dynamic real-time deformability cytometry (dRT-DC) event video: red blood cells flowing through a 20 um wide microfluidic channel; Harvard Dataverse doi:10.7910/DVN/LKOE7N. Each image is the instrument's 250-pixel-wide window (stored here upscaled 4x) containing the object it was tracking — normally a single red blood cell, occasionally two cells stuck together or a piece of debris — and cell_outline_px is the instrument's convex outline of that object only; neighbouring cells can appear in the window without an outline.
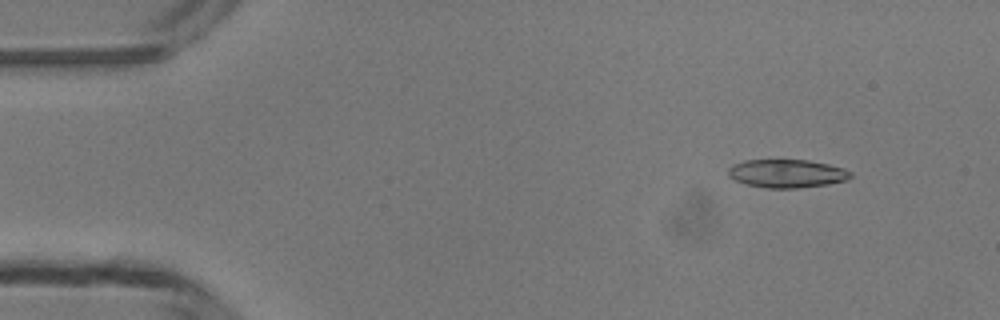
{"species": "common noctule bat (a hibernating species)", "species_latin": "Nyctalus noctula", "temperature_condition": "room temperature", "stored_images_in_passage": 45, "camera_frame_rate_fps": 3000, "um_per_image_px": 0.085, "animal": {"sex": "male", "body_mass_g": 13.3}, "frame": {"image": 1, "passage_image": 2, "time_ms": 0.333, "image_size_px": [1000, 320], "cell_outline_px": [[852, 176], [848, 180], [828, 184], [800, 188], [764, 188], [744, 184], [728, 176], [728, 168], [732, 164], [744, 160], [808, 160], [828, 164], [844, 168], [852, 172]], "centroid_in_image_um": [66.88, 14.75], "position_along_channel_um": 18.1, "area_um2": 20.4}}
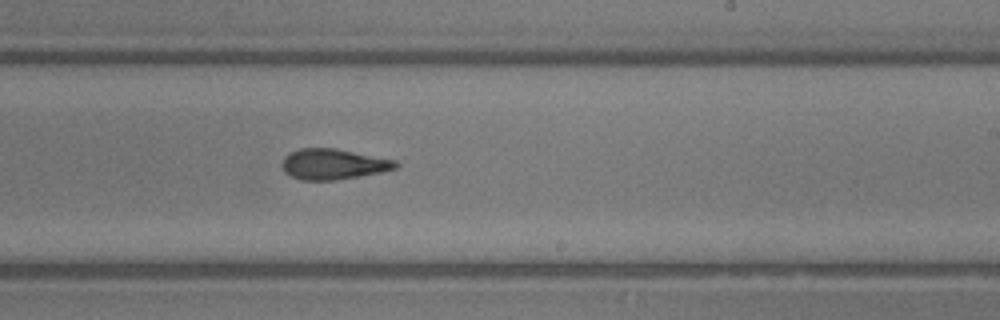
{"frame": {"image": 2, "passage_image": 26, "time_ms": 8.333, "image_size_px": [1000, 320], "cell_outline_px": [[400, 164], [396, 168], [384, 172], [336, 180], [300, 180], [284, 172], [280, 164], [284, 156], [288, 152], [300, 148], [336, 148], [396, 160]], "centroid_in_image_um": [28.31, 13.95], "position_along_channel_um": 260.7, "area_um2": 20.58}}
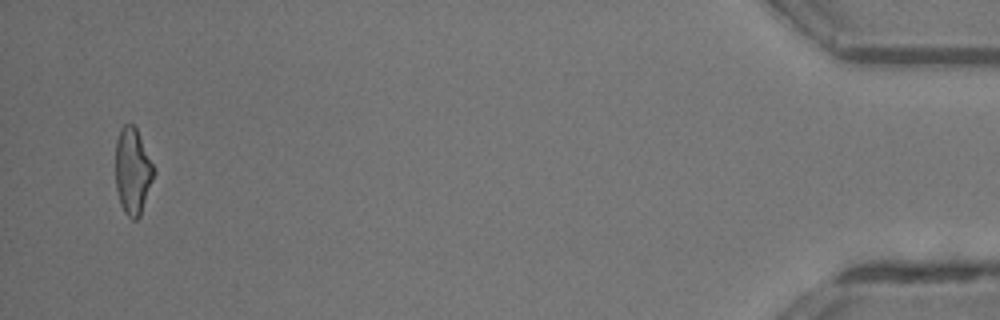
{"frame": {"image": 3, "passage_image": 44, "time_ms": 14.333, "image_size_px": [1000, 320], "cell_outline_px": [[156, 172], [140, 216], [136, 220], [132, 220], [124, 212], [120, 204], [116, 188], [116, 140], [120, 128], [124, 124], [132, 124], [136, 128]], "centroid_in_image_um": [11.27, 14.57], "position_along_channel_um": 423.9, "area_um2": 19.25}, "authors_computed_cell_mechanics": {"area_um2": 20.6346, "velocity_mm_per_s": 4.2253, "shape_relaxation_time_tau1_ms": 7.1896, "shape_relaxation_time_tau2_ms": 3.6139, "deformation_change_tau1": 0.1931, "deformation_change_tau2": 0.1365}}